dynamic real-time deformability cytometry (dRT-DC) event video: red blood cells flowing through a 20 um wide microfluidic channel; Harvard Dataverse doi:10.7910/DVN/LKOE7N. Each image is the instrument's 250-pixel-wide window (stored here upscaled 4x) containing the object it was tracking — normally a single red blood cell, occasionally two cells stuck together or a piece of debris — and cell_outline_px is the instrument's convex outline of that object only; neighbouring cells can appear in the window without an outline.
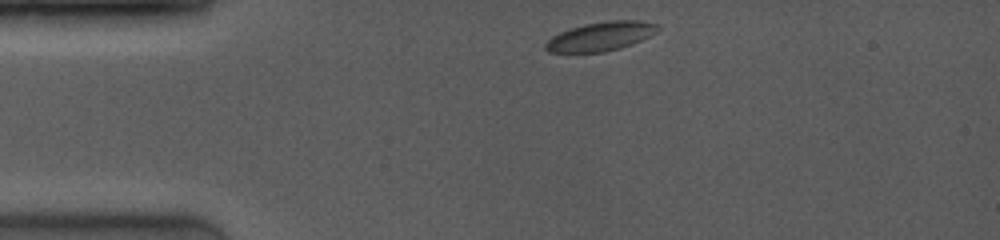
{"species": "common noctule bat (a hibernating species)", "species_latin": "Nyctalus noctula", "temperature_condition": "room temperature", "stored_images_in_passage": 7, "camera_frame_rate_fps": 4000, "um_per_image_px": 0.085, "animal": {"sex": "female", "body_mass_g": 19.0, "forearm_length_mm": 53.3}, "frame": {"image": 1, "passage_image": 1, "time_ms": 0.0, "image_size_px": [1000, 240], "cell_outline_px": [[660, 28], [656, 32], [632, 44], [620, 48], [604, 52], [548, 52], [544, 48], [544, 44], [552, 36], [560, 32], [584, 24], [608, 20], [640, 20], [656, 24]], "centroid_in_image_um": [51.05, 3.09], "position_along_channel_um": 34.0, "area_um2": 18.84}}
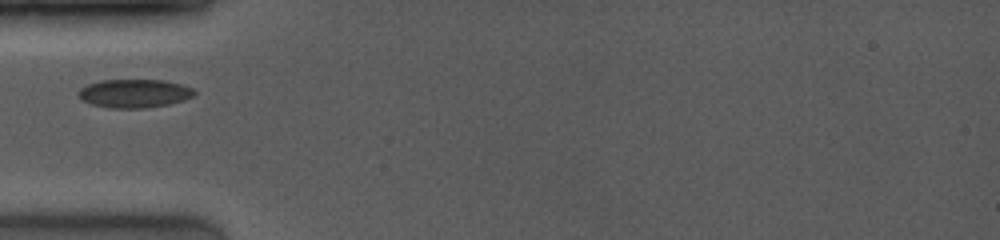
{"frame": {"image": 2, "passage_image": 5, "time_ms": 2.0, "image_size_px": [1000, 240], "cell_outline_px": [[196, 92], [192, 96], [184, 100], [168, 104], [144, 108], [108, 108], [92, 104], [84, 100], [76, 92], [80, 88], [88, 84], [100, 80], [164, 80], [180, 84], [192, 88]], "centroid_in_image_um": [11.4, 7.94], "position_along_channel_um": 73.6, "area_um2": 19.13}}
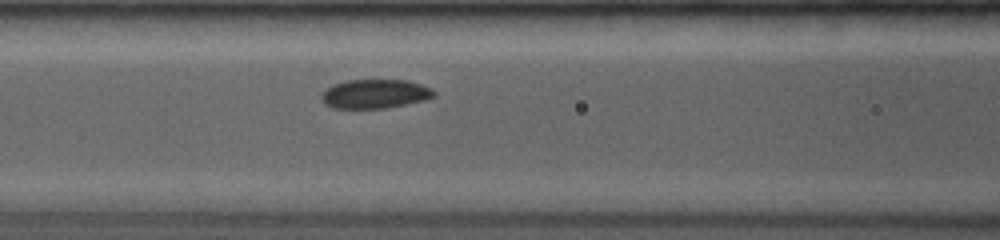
{"frame": {"image": 3, "passage_image": 7, "time_ms": 3.5, "image_size_px": [1000, 240], "cell_outline_px": [[436, 96], [424, 100], [384, 108], [332, 108], [324, 104], [320, 96], [332, 84], [348, 80], [408, 80], [432, 88], [436, 92]], "centroid_in_image_um": [31.88, 7.97], "position_along_channel_um": 134.7, "area_um2": 19.02}}